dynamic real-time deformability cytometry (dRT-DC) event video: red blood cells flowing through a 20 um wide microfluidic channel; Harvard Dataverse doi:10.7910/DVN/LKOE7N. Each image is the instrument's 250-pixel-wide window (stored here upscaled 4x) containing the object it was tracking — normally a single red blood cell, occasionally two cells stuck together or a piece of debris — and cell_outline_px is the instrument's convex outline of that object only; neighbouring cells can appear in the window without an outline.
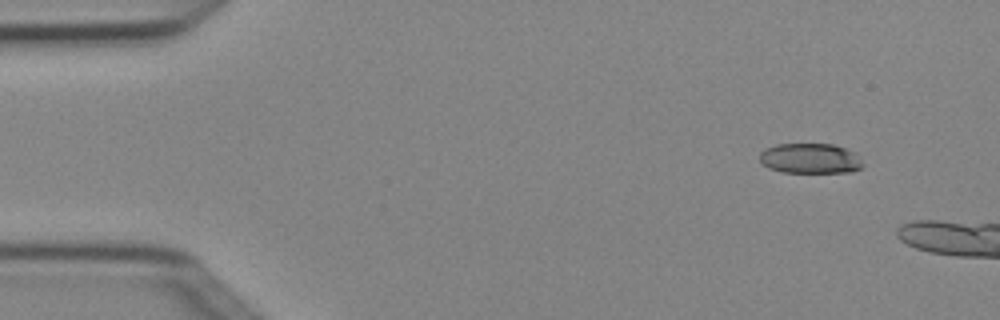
{"species": "Egyptian fruit bat (a non-hibernating species)", "species_latin": "Rousettus aegyptiacus", "temperature_condition": "cold", "stored_images_in_passage": 3, "camera_frame_rate_fps": 3000, "um_per_image_px": 0.085, "animal": {"sex": "female"}, "frame": {"image": 1, "passage_image": 1, "time_ms": 0.0, "image_size_px": [1000, 320], "cell_outline_px": [[864, 168], [852, 172], [780, 172], [768, 168], [760, 160], [760, 152], [764, 148], [776, 144], [832, 144], [856, 152], [864, 164]], "centroid_in_image_um": [68.9, 13.47], "position_along_channel_um": 16.1, "area_um2": 18.38}}